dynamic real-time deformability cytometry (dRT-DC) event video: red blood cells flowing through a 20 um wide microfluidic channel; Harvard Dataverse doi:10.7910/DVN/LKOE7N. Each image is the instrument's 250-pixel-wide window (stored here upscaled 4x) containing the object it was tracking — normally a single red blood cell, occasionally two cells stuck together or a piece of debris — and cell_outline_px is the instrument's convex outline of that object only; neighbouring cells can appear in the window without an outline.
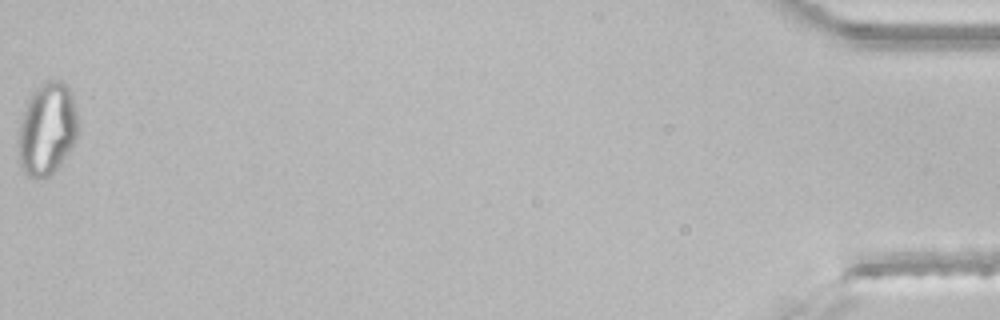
{"species": "common noctule bat (a hibernating species)", "species_latin": "Nyctalus noctula", "temperature_condition": "room temperature", "stored_images_in_passage": 47, "segment_of_instrument_passage": [2, 2], "camera_frame_rate_fps": 3000, "um_per_image_px": 0.085, "animal": {"sex": "male", "body_mass_g": 21.5, "forearm_length_mm": 52.0}, "frame": {"image": 1, "passage_image": 47, "time_ms": 15.333, "image_size_px": [1000, 320], "cell_outline_px": [[76, 140], [72, 148], [60, 164], [44, 180], [36, 180], [28, 176], [24, 172], [20, 164], [20, 124], [28, 100], [32, 92], [44, 80], [60, 80], [68, 84], [72, 92], [76, 112]], "centroid_in_image_um": [4.02, 10.95], "position_along_channel_um": 431.2, "area_um2": 31.96}}